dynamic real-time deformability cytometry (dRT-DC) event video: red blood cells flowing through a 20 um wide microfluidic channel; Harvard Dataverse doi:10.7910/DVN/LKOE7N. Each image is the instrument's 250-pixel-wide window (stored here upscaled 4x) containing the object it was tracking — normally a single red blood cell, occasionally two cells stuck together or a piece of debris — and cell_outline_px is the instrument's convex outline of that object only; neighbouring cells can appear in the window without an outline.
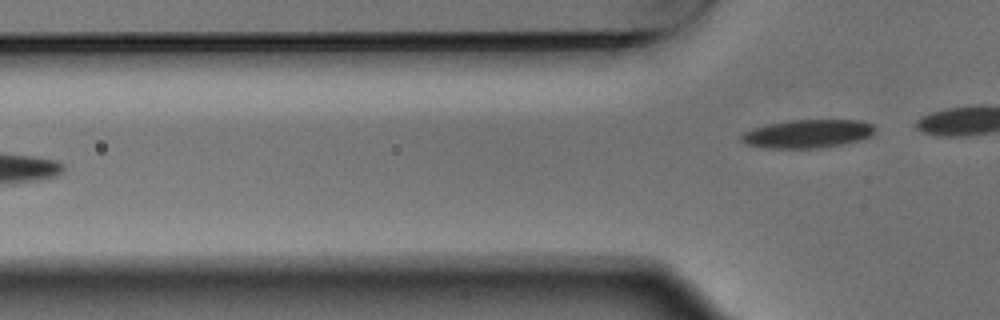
{"species": "Egyptian fruit bat (a non-hibernating species)", "species_latin": "Rousettus aegyptiacus", "temperature_condition": "warm", "stored_images_in_passage": 6, "camera_frame_rate_fps": 3000, "um_per_image_px": 0.085, "animal": {"sex": "male"}, "frame": {"image": 1, "passage_image": 6, "time_ms": 1.667, "image_size_px": [1000, 320], "cell_outline_px": [[876, 132], [872, 136], [860, 140], [844, 144], [820, 148], [768, 148], [748, 144], [740, 140], [740, 136], [744, 132], [752, 128], [768, 124], [792, 120], [860, 120], [872, 124], [876, 128]], "centroid_in_image_um": [68.7, 11.37], "position_along_channel_um": 57.1, "area_um2": 22.2}}